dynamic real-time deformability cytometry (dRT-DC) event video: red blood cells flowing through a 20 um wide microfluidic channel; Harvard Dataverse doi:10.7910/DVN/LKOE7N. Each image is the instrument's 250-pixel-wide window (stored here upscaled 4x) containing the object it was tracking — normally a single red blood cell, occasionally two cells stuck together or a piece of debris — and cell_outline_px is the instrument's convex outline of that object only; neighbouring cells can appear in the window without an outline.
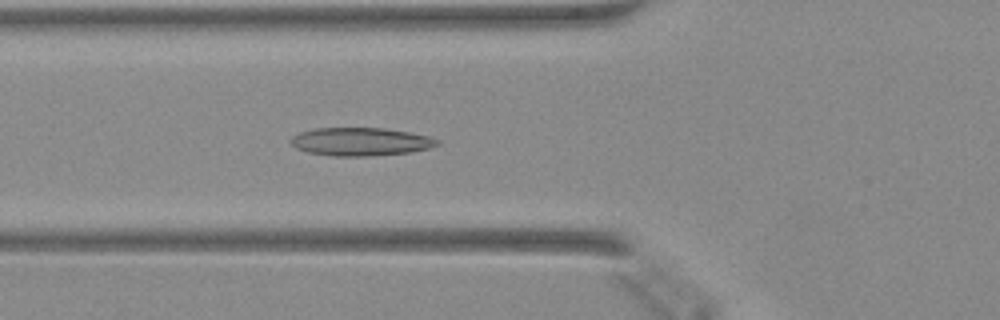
{"species": "Egyptian fruit bat (a non-hibernating species)", "species_latin": "Rousettus aegyptiacus", "temperature_condition": "warm", "stored_images_in_passage": 38, "camera_frame_rate_fps": 3000, "um_per_image_px": 0.085, "animal": {"sex": "female"}, "frame": {"image": 1, "passage_image": 17, "time_ms": 5.333, "image_size_px": [1000, 320], "cell_outline_px": [[440, 144], [428, 148], [412, 152], [368, 156], [332, 156], [308, 152], [296, 148], [288, 140], [292, 136], [300, 132], [316, 128], [384, 128], [408, 132], [428, 136], [440, 140]], "centroid_in_image_um": [30.64, 12.04], "position_along_channel_um": 95.2, "area_um2": 24.04}}